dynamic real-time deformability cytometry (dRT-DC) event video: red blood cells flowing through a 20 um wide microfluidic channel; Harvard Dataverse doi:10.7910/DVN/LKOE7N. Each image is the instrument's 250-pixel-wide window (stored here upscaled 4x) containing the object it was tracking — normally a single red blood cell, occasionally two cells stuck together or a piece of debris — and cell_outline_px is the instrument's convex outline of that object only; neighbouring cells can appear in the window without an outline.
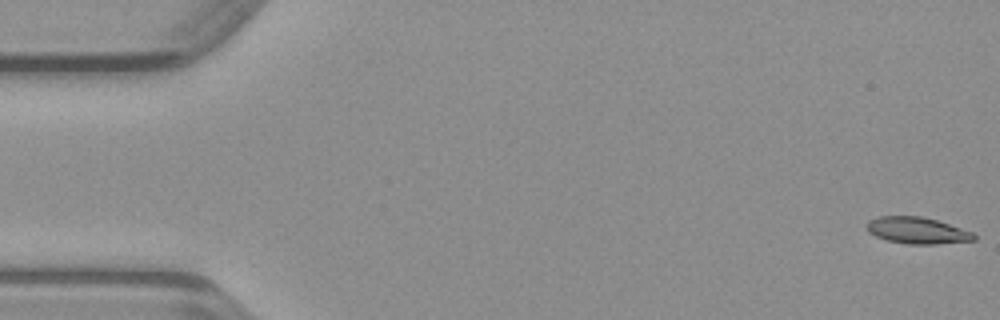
{"species": "common noctule bat (a hibernating species)", "species_latin": "Nyctalus noctula", "temperature_condition": "warm", "stored_images_in_passage": 48, "camera_frame_rate_fps": 3000, "um_per_image_px": 0.085, "animal": {"sex": "male", "body_mass_g": 23.1, "forearm_length_mm": 52.7}, "frame": {"image": 1, "passage_image": 1, "time_ms": 0.0, "image_size_px": [1000, 320], "cell_outline_px": [[976, 240], [936, 244], [908, 244], [888, 240], [876, 236], [868, 232], [868, 220], [880, 216], [924, 216], [972, 232], [976, 236]], "centroid_in_image_um": [77.97, 19.59], "position_along_channel_um": 7.0, "area_um2": 16.42}}
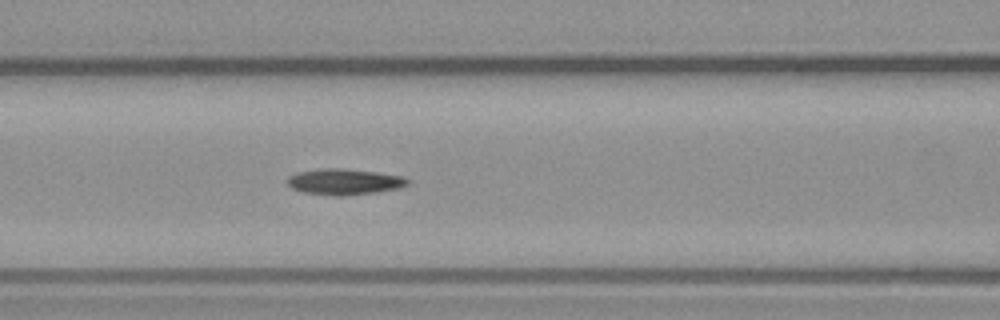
{"frame": {"image": 2, "passage_image": 20, "time_ms": 6.333, "image_size_px": [1000, 320], "cell_outline_px": [[408, 184], [396, 188], [376, 192], [340, 196], [336, 196], [304, 192], [292, 188], [288, 184], [288, 176], [296, 172], [316, 168], [344, 168], [376, 172], [400, 176], [408, 180]], "centroid_in_image_um": [29.19, 15.43], "position_along_channel_um": 137.4, "area_um2": 18.03}}
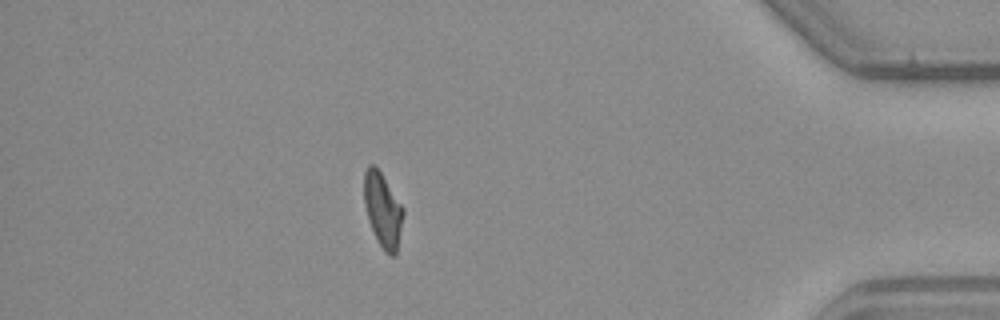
{"frame": {"image": 3, "passage_image": 42, "time_ms": 13.667, "image_size_px": [1000, 320], "cell_outline_px": [[404, 212], [396, 256], [388, 256], [384, 252], [368, 220], [364, 204], [364, 172], [368, 164], [376, 164], [404, 208]], "centroid_in_image_um": [32.54, 17.82], "position_along_channel_um": 402.7, "area_um2": 17.11}}